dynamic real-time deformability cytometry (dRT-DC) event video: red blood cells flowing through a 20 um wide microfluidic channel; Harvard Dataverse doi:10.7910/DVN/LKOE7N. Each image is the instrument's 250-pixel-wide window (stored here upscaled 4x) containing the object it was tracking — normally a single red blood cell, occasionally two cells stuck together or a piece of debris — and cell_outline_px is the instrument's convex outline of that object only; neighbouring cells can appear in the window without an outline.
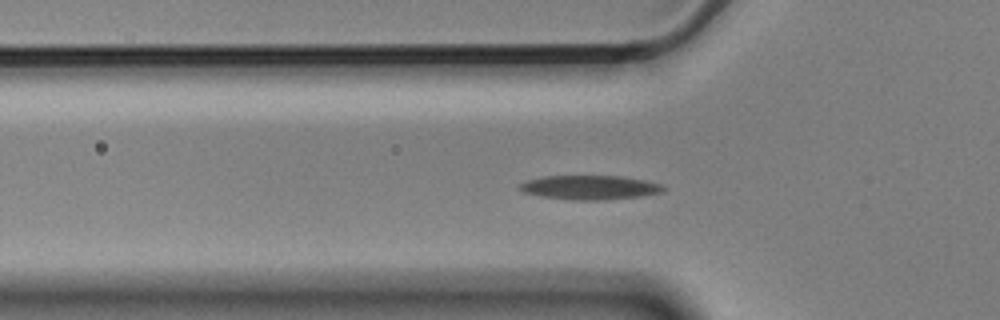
{"species": "Egyptian fruit bat (a non-hibernating species)", "species_latin": "Rousettus aegyptiacus", "temperature_condition": "cold", "stored_images_in_passage": 45, "camera_frame_rate_fps": 3000, "um_per_image_px": 0.085, "animal": {"sex": "male"}, "frame": {"image": 1, "passage_image": 6, "time_ms": 1.667, "image_size_px": [1000, 320], "cell_outline_px": [[664, 192], [640, 196], [604, 200], [572, 200], [540, 196], [524, 192], [516, 188], [520, 184], [528, 180], [544, 176], [620, 176], [644, 180], [660, 184], [664, 188]], "centroid_in_image_um": [50.11, 15.94], "position_along_channel_um": 75.7, "area_um2": 20.17}}
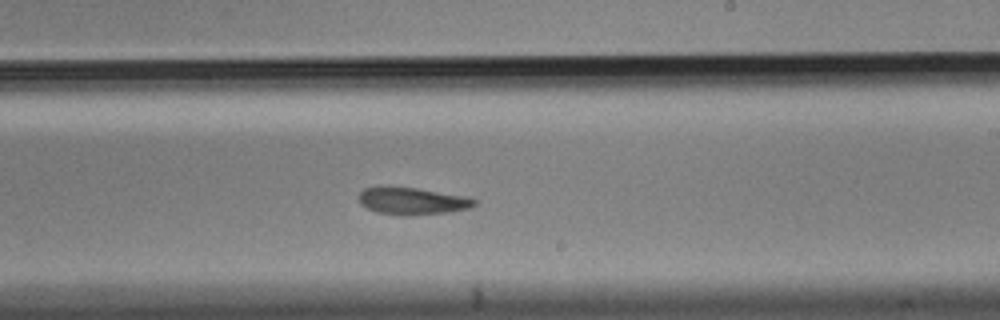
{"frame": {"image": 2, "passage_image": 21, "time_ms": 6.667, "image_size_px": [1000, 320], "cell_outline_px": [[476, 204], [468, 208], [448, 212], [412, 216], [404, 216], [376, 212], [360, 204], [360, 192], [364, 188], [416, 188], [468, 196], [476, 200]], "centroid_in_image_um": [35.09, 17.11], "position_along_channel_um": 253.9, "area_um2": 18.03}}
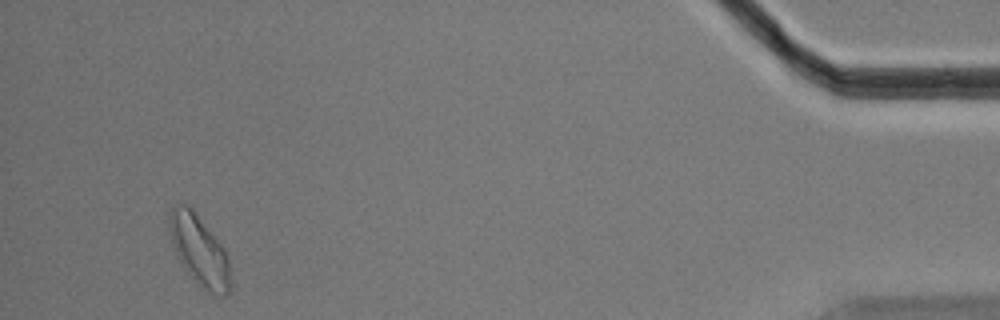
{"frame": {"image": 3, "passage_image": 41, "time_ms": 13.333, "image_size_px": [1000, 320], "cell_outline_px": [[228, 292], [224, 296], [216, 296], [192, 276], [184, 268], [176, 252], [172, 240], [168, 212], [176, 204], [188, 204], [192, 208], [224, 248], [228, 256]], "centroid_in_image_um": [16.92, 21.21], "position_along_channel_um": 418.3, "area_um2": 23.93}, "authors_computed_cell_mechanics": {"area_um2": 19.652, "velocity_mm_per_s": 3.5557, "shape_relaxation_time_tau1_ms": 8.906, "shape_relaxation_time_tau2_ms": 5.5294, "deformation_change_tau1": 0.1941, "deformation_change_tau2": 0.1352}}